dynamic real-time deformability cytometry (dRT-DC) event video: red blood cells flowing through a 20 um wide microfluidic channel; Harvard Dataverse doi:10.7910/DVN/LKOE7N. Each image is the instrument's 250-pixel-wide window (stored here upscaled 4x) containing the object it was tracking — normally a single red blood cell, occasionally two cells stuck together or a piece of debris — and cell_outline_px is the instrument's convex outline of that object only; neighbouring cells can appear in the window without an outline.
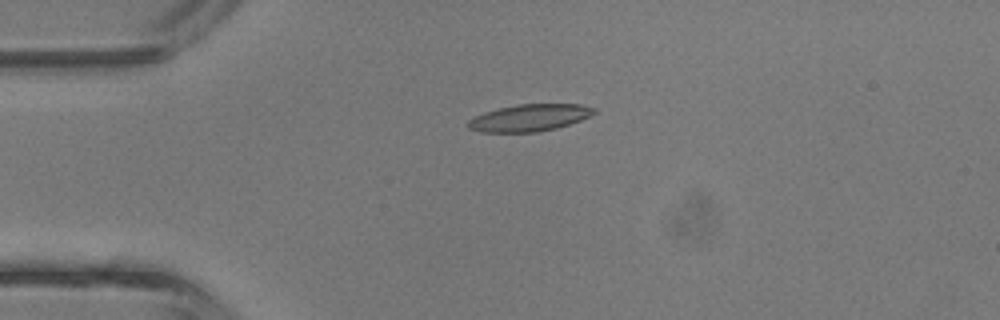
{"species": "common noctule bat (a hibernating species)", "species_latin": "Nyctalus noctula", "temperature_condition": "room temperature", "stored_images_in_passage": 30, "camera_frame_rate_fps": 3000, "um_per_image_px": 0.085, "animal": {"sex": "male", "body_mass_g": 13.3}, "frame": {"image": 1, "passage_image": 1, "time_ms": 0.0, "image_size_px": [1000, 320], "cell_outline_px": [[596, 112], [580, 120], [556, 128], [536, 132], [480, 132], [468, 128], [468, 120], [484, 112], [516, 104], [580, 104], [596, 108]], "centroid_in_image_um": [44.99, 10.0], "position_along_channel_um": 40.0, "area_um2": 19.65}}
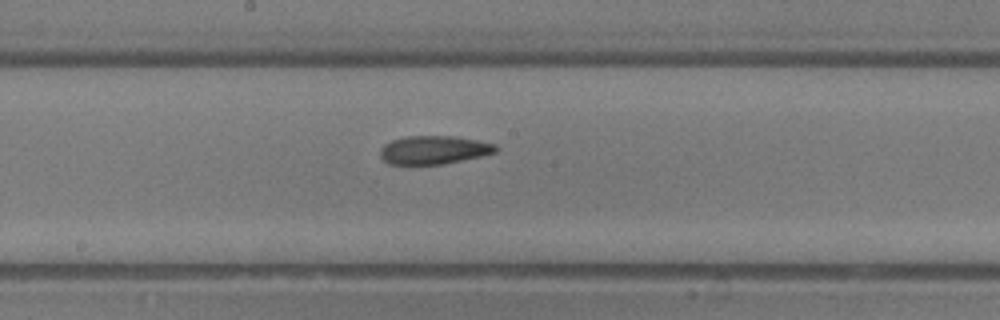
{"frame": {"image": 2, "passage_image": 13, "time_ms": 4.0, "image_size_px": [1000, 320], "cell_outline_px": [[500, 148], [496, 152], [480, 156], [440, 164], [388, 164], [380, 156], [380, 148], [384, 144], [392, 140], [404, 136], [456, 136], [496, 144]], "centroid_in_image_um": [36.86, 12.73], "position_along_channel_um": 211.3, "area_um2": 19.07}}
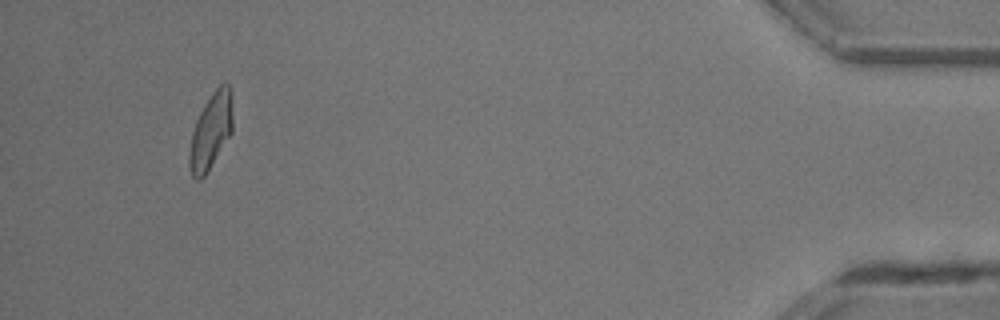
{"frame": {"image": 3, "passage_image": 30, "time_ms": 9.667, "image_size_px": [1000, 320], "cell_outline_px": [[232, 132], [204, 176], [200, 180], [196, 180], [192, 176], [188, 164], [188, 156], [192, 132], [196, 120], [204, 104], [212, 92], [224, 80], [228, 84], [232, 92]], "centroid_in_image_um": [17.92, 11.11], "position_along_channel_um": 417.3, "area_um2": 19.25}, "authors_computed_cell_mechanics": {"area_um2": 19.074, "velocity_mm_per_s": 4.9734, "shape_relaxation_time_tau1_ms": 4.556, "shape_relaxation_time_tau2_ms": 2.5394, "deformation_change_tau1": 0.1665, "deformation_change_tau2": 0.1138}}